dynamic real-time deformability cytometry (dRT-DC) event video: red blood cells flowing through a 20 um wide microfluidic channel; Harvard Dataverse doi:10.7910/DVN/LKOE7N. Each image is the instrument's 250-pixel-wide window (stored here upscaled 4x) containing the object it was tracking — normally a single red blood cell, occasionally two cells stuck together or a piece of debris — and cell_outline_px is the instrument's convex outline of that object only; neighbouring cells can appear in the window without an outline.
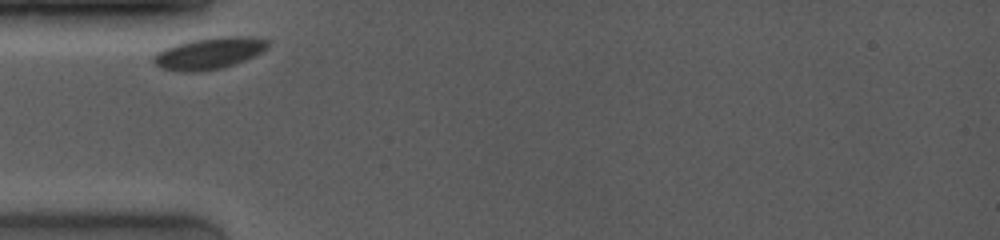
{"species": "common noctule bat (a hibernating species)", "species_latin": "Nyctalus noctula", "temperature_condition": "room temperature", "stored_images_in_passage": 19, "camera_frame_rate_fps": 4000, "um_per_image_px": 0.085, "animal": {"sex": "female", "body_mass_g": 19.0, "forearm_length_mm": 53.3}, "frame": {"image": 1, "passage_image": 1, "time_ms": 0.0, "image_size_px": [1000, 240], "cell_outline_px": [[268, 48], [264, 52], [244, 60], [220, 68], [200, 72], [180, 72], [160, 68], [152, 60], [152, 56], [156, 52], [164, 48], [176, 44], [192, 40], [220, 36], [252, 36], [268, 40]], "centroid_in_image_um": [17.77, 4.52], "position_along_channel_um": 67.2, "area_um2": 21.27}}
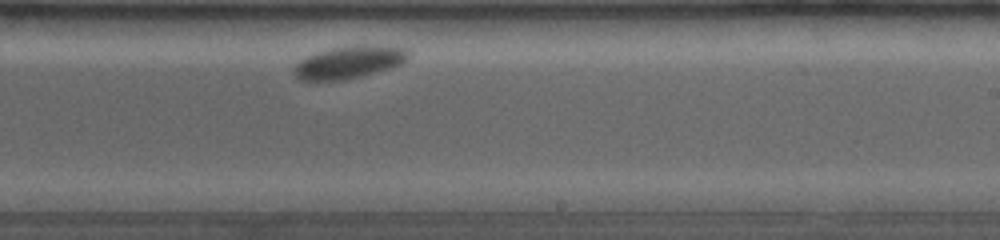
{"frame": {"image": 2, "passage_image": 12, "time_ms": 5.5, "image_size_px": [1000, 240], "cell_outline_px": [[412, 52], [400, 64], [376, 72], [344, 80], [300, 80], [292, 72], [292, 68], [300, 60], [316, 52], [332, 48], [404, 48]], "centroid_in_image_um": [29.56, 5.35], "position_along_channel_um": 259.4, "area_um2": 20.4}}
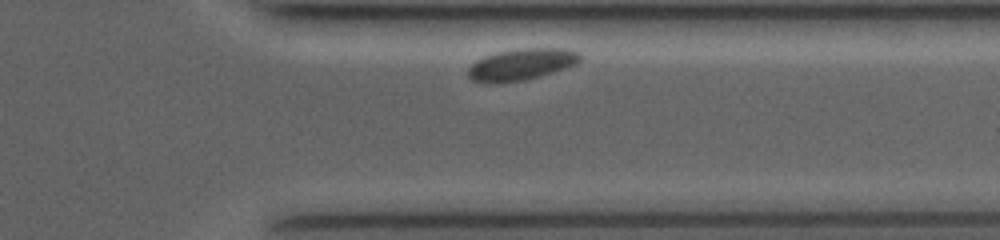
{"frame": {"image": 3, "passage_image": 18, "time_ms": 8.5, "image_size_px": [1000, 240], "cell_outline_px": [[584, 60], [568, 68], [540, 76], [524, 80], [496, 84], [484, 84], [472, 80], [468, 76], [468, 68], [476, 60], [484, 56], [500, 52], [520, 48], [568, 48], [580, 52], [584, 56]], "centroid_in_image_um": [44.38, 5.48], "position_along_channel_um": 367.0, "area_um2": 21.15}}